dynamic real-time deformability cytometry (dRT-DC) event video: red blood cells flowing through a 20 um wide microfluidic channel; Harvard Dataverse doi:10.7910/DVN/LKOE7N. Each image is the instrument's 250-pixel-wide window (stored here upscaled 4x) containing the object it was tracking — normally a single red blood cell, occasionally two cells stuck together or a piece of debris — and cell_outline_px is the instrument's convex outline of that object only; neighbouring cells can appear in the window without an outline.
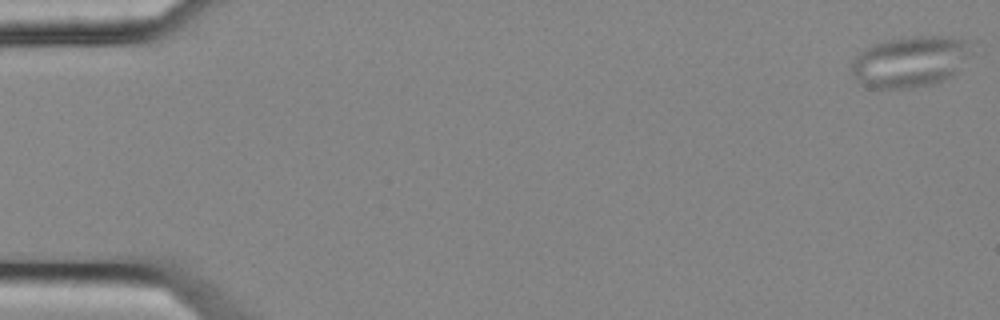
{"species": "common noctule bat (a hibernating species)", "species_latin": "Nyctalus noctula", "temperature_condition": "cold", "stored_images_in_passage": 7, "camera_frame_rate_fps": 3000, "um_per_image_px": 0.085, "animal": {"sex": "female", "body_mass_g": 25.1}, "frame": {"image": 1, "passage_image": 1, "time_ms": 0.0, "image_size_px": [1000, 320], "cell_outline_px": [[980, 40], [960, 72], [944, 80], [932, 84], [908, 88], [872, 88], [864, 84], [852, 72], [852, 64], [856, 56], [864, 48], [872, 44], [884, 40], [908, 36], [952, 36]], "centroid_in_image_um": [77.54, 5.18], "position_along_channel_um": 7.5, "area_um2": 36.76}}
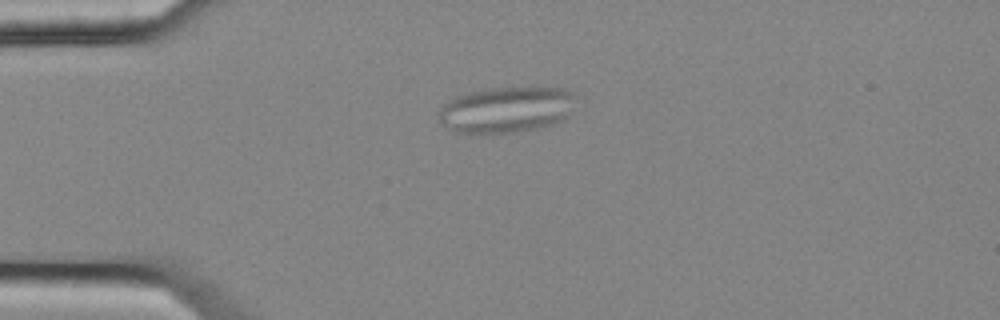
{"frame": {"image": 2, "passage_image": 4, "time_ms": 1.0, "image_size_px": [1000, 320], "cell_outline_px": [[576, 96], [568, 116], [564, 120], [552, 124], [536, 128], [516, 132], [456, 132], [440, 124], [440, 108], [448, 100], [456, 96], [472, 92], [492, 88], [564, 88], [572, 92]], "centroid_in_image_um": [43.05, 9.32], "position_along_channel_um": 41.9, "area_um2": 36.24}}